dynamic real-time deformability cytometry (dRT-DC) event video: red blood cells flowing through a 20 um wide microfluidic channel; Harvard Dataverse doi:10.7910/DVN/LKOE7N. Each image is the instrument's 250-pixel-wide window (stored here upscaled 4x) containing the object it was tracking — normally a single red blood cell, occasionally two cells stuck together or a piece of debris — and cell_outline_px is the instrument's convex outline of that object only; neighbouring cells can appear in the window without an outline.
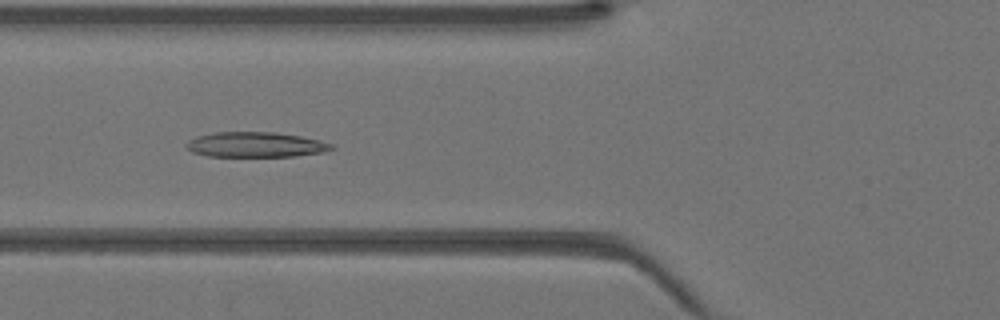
{"species": "Egyptian fruit bat (a non-hibernating species)", "species_latin": "Rousettus aegyptiacus", "temperature_condition": "warm", "stored_images_in_passage": 38, "camera_frame_rate_fps": 3000, "um_per_image_px": 0.085, "animal": {"sex": "female"}, "frame": {"image": 1, "passage_image": 11, "time_ms": 3.333, "image_size_px": [1000, 320], "cell_outline_px": [[336, 148], [324, 152], [296, 156], [208, 156], [192, 152], [184, 148], [184, 144], [188, 140], [196, 136], [212, 132], [276, 132], [300, 136], [320, 140], [332, 144]], "centroid_in_image_um": [21.69, 12.29], "position_along_channel_um": 104.1, "area_um2": 21.5}}
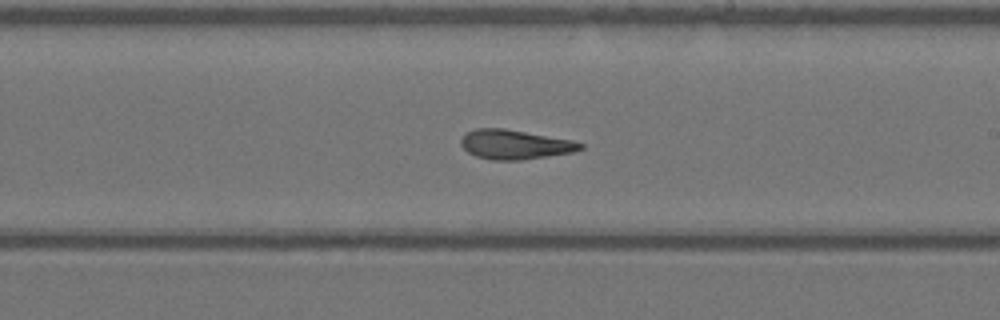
{"frame": {"image": 2, "passage_image": 20, "time_ms": 6.333, "image_size_px": [1000, 320], "cell_outline_px": [[584, 148], [572, 152], [520, 160], [492, 160], [476, 156], [468, 152], [460, 144], [460, 140], [464, 132], [476, 128], [504, 128], [572, 140], [584, 144]], "centroid_in_image_um": [43.72, 12.27], "position_along_channel_um": 245.3, "area_um2": 20.46}}
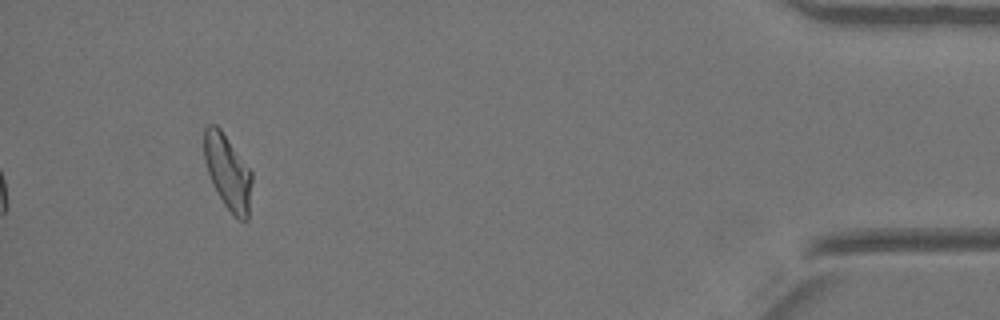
{"frame": {"image": 3, "passage_image": 35, "time_ms": 11.333, "image_size_px": [1000, 320], "cell_outline_px": [[252, 180], [248, 220], [240, 220], [224, 204], [212, 184], [204, 160], [204, 128], [208, 124], [216, 124], [220, 128], [252, 172]], "centroid_in_image_um": [19.35, 14.6], "position_along_channel_um": 415.8, "area_um2": 20.63}}